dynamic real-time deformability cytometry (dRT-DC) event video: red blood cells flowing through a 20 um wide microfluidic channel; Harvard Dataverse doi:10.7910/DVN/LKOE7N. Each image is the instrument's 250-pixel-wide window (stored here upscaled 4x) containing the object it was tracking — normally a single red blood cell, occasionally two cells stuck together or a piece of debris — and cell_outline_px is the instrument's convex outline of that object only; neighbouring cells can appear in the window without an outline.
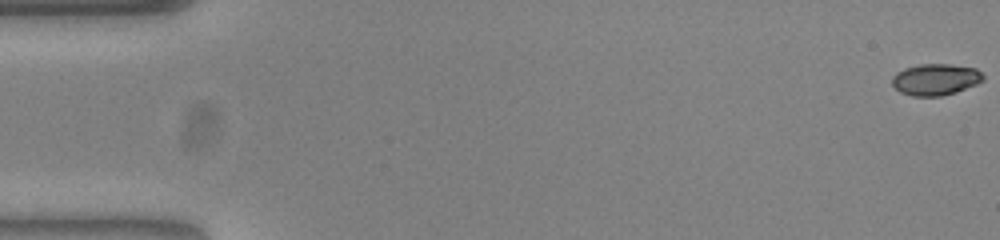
{"species": "common noctule bat (a hibernating species)", "species_latin": "Nyctalus noctula", "temperature_condition": "warm", "stored_images_in_passage": 18, "camera_frame_rate_fps": 3000, "um_per_image_px": 0.085, "animal": {"sex": "female", "body_mass_g": 23.0, "forearm_length_mm": 53.4}, "frame": {"image": 1, "passage_image": 1, "time_ms": 0.0, "image_size_px": [1000, 240], "cell_outline_px": [[984, 80], [976, 84], [956, 92], [940, 96], [912, 96], [900, 92], [892, 84], [892, 76], [896, 72], [904, 68], [920, 64], [952, 64], [976, 68], [984, 76]], "centroid_in_image_um": [79.51, 6.75], "position_along_channel_um": 5.5, "area_um2": 16.76}}
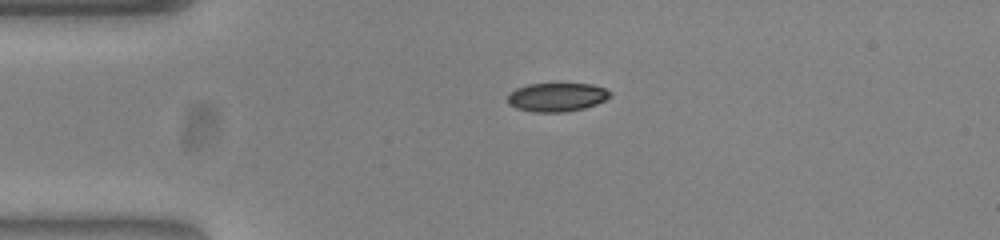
{"frame": {"image": 2, "passage_image": 13, "time_ms": 4.0, "image_size_px": [1000, 240], "cell_outline_px": [[612, 96], [596, 104], [584, 108], [564, 112], [536, 112], [516, 108], [508, 104], [508, 92], [516, 88], [528, 84], [592, 84], [604, 88], [612, 92]], "centroid_in_image_um": [47.32, 8.25], "position_along_channel_um": 37.7, "area_um2": 17.17}}
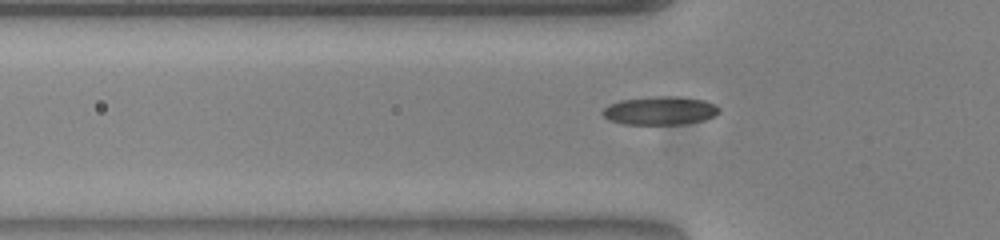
{"frame": {"image": 3, "passage_image": 18, "time_ms": 5.667, "image_size_px": [1000, 240], "cell_outline_px": [[720, 112], [716, 116], [704, 120], [684, 124], [624, 124], [608, 120], [600, 112], [608, 104], [620, 100], [656, 96], [680, 96], [704, 100], [716, 104], [720, 108]], "centroid_in_image_um": [56.12, 9.4], "position_along_channel_um": 69.7, "area_um2": 19.59}}